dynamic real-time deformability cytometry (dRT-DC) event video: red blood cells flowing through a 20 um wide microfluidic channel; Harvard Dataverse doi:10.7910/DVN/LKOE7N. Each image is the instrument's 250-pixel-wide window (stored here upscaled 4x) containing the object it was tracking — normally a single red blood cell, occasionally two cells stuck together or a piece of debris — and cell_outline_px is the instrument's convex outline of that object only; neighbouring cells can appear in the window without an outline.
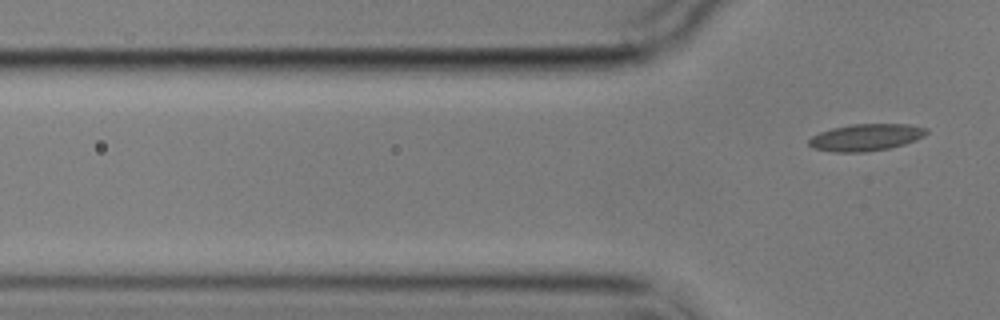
{"species": "common noctule bat (a hibernating species)", "species_latin": "Nyctalus noctula", "temperature_condition": "cold", "stored_images_in_passage": 6, "segment_of_instrument_passage": [2, 2], "camera_frame_rate_fps": 3000, "um_per_image_px": 0.085, "animal": {"sex": "male", "body_mass_g": 17.9}, "frame": {"image": 1, "passage_image": 6, "time_ms": 7.0, "image_size_px": [1000, 320], "cell_outline_px": [[928, 132], [924, 136], [916, 140], [904, 144], [888, 148], [864, 152], [832, 152], [812, 148], [808, 144], [808, 140], [812, 136], [820, 132], [832, 128], [852, 124], [908, 124], [928, 128]], "centroid_in_image_um": [73.6, 11.67], "position_along_channel_um": 52.2, "area_um2": 18.5}}